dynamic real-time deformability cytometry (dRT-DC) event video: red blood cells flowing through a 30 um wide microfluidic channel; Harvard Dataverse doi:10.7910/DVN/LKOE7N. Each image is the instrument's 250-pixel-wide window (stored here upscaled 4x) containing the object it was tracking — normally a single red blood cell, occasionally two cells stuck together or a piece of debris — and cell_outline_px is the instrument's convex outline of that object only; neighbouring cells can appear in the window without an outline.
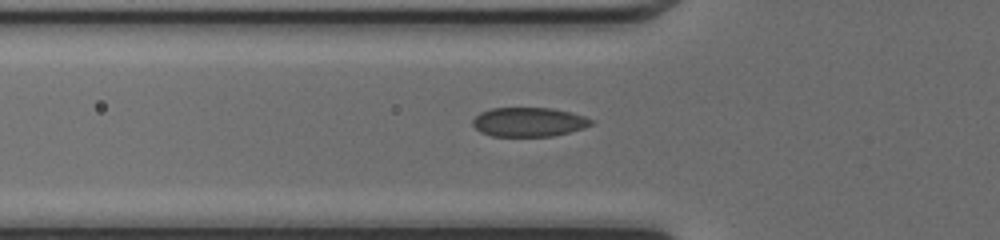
{"species": "common noctule bat (a hibernating species)", "species_latin": "Nyctalus noctula", "temperature_condition": "cold", "stored_images_in_passage": 30, "camera_frame_rate_fps": 3000, "um_per_image_px": 0.085, "animal": {"sex": "female", "body_mass_g": 17.0, "forearm_length_mm": 48.0}, "frame": {"image": 1, "passage_image": 4, "time_ms": 1.0, "image_size_px": [1000, 240], "cell_outline_px": [[592, 124], [584, 128], [552, 136], [492, 136], [480, 132], [472, 124], [472, 120], [480, 112], [492, 108], [552, 108], [584, 116], [592, 120]], "centroid_in_image_um": [44.91, 10.37], "position_along_channel_um": 80.9, "area_um2": 20.0}}
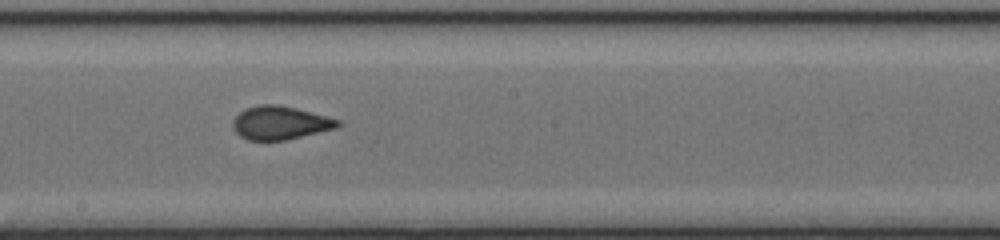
{"frame": {"image": 2, "passage_image": 14, "time_ms": 4.333, "image_size_px": [1000, 240], "cell_outline_px": [[344, 124], [336, 128], [284, 140], [248, 140], [240, 136], [232, 128], [232, 120], [244, 108], [260, 104], [276, 104], [296, 108], [340, 120]], "centroid_in_image_um": [23.79, 10.43], "position_along_channel_um": 224.4, "area_um2": 20.4}}
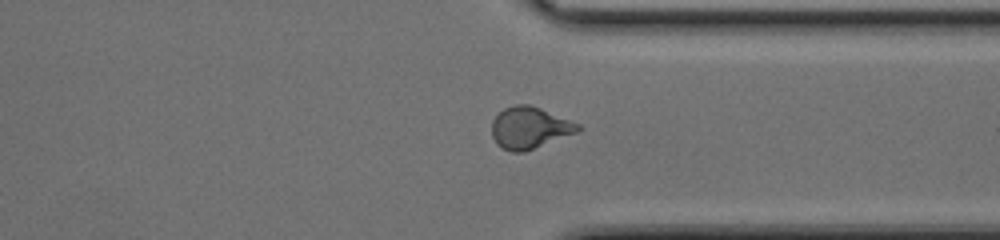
{"frame": {"image": 3, "passage_image": 24, "time_ms": 7.667, "image_size_px": [1000, 240], "cell_outline_px": [[584, 128], [576, 132], [524, 152], [512, 152], [496, 144], [492, 136], [492, 120], [504, 108], [516, 104], [528, 104], [540, 108], [580, 124]], "centroid_in_image_um": [45.0, 10.85], "position_along_channel_um": 366.4, "area_um2": 20.75}}